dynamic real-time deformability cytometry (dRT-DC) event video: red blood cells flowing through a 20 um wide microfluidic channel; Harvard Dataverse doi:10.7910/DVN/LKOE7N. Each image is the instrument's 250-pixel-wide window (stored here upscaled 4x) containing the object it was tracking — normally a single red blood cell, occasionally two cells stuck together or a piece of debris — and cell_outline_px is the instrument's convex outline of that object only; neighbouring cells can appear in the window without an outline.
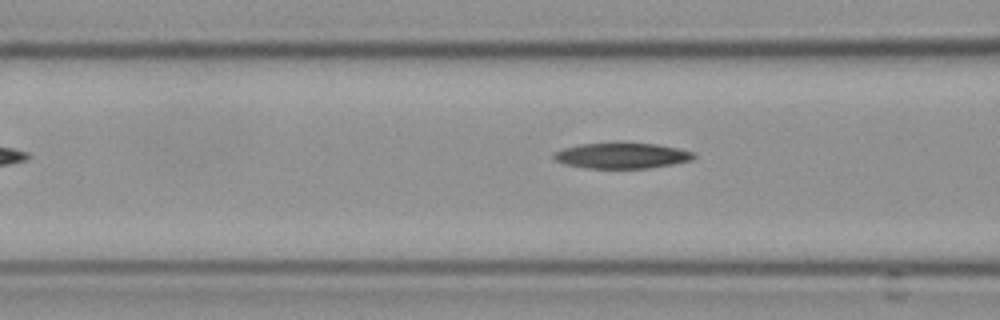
{"species": "Egyptian fruit bat (a non-hibernating species)", "species_latin": "Rousettus aegyptiacus", "temperature_condition": "cold", "stored_images_in_passage": 8, "camera_frame_rate_fps": 3000, "um_per_image_px": 0.085, "frame": {"image": 1, "passage_image": 6, "time_ms": 1.667, "image_size_px": [1000, 320], "cell_outline_px": [[696, 156], [692, 160], [672, 164], [648, 168], [588, 168], [568, 164], [556, 160], [552, 156], [552, 152], [564, 148], [580, 144], [656, 144], [696, 152]], "centroid_in_image_um": [52.88, 13.24], "position_along_channel_um": 113.7, "area_um2": 20.46}}